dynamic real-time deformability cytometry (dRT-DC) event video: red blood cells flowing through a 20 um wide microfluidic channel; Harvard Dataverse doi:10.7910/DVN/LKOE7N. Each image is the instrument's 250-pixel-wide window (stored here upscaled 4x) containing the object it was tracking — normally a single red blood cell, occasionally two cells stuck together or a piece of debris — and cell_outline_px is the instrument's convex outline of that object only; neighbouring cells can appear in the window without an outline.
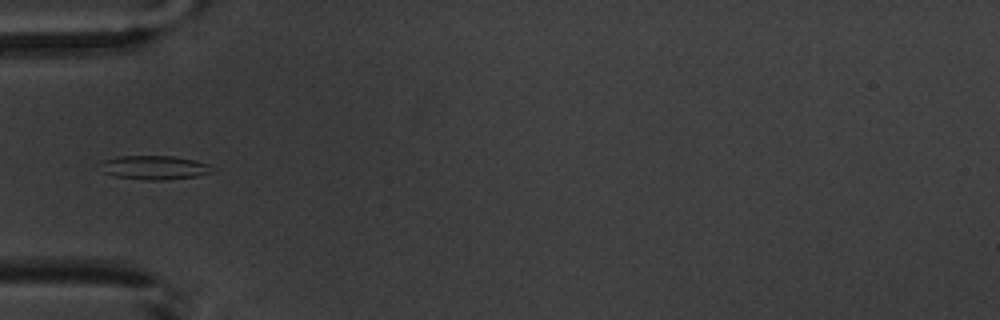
{"species": "common noctule bat (a hibernating species)", "species_latin": "Nyctalus noctula", "temperature_condition": "warm", "stored_images_in_passage": 9, "camera_frame_rate_fps": 3000, "um_per_image_px": 0.085, "animal": {"sex": "male", "body_mass_g": 20.1, "forearm_length_mm": 53.5}, "frame": {"image": 1, "passage_image": 6, "time_ms": 5.667, "image_size_px": [1000, 320], "cell_outline_px": [[220, 168], [212, 172], [196, 176], [164, 180], [144, 180], [116, 176], [100, 172], [104, 160], [120, 156], [172, 156], [196, 160]], "centroid_in_image_um": [13.19, 14.24], "position_along_channel_um": 71.8, "area_um2": 15.72}}
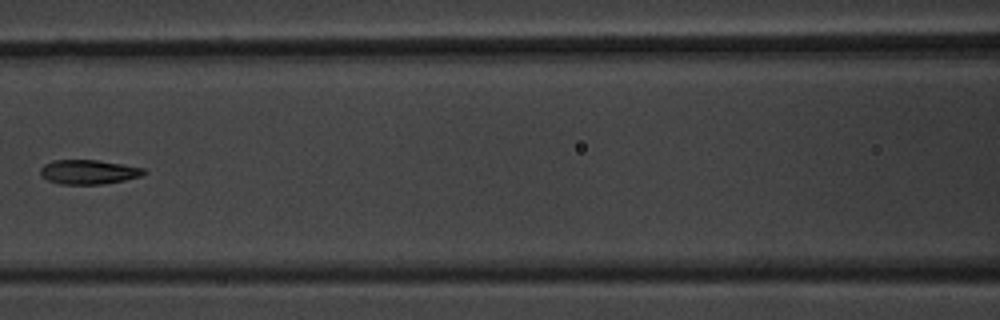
{"frame": {"image": 2, "passage_image": 8, "time_ms": 8.0, "image_size_px": [1000, 320], "cell_outline_px": [[148, 172], [140, 176], [124, 180], [104, 184], [60, 184], [48, 180], [40, 176], [40, 168], [44, 164], [52, 160], [96, 160], [144, 168]], "centroid_in_image_um": [7.49, 14.62], "position_along_channel_um": 159.1, "area_um2": 14.68}}
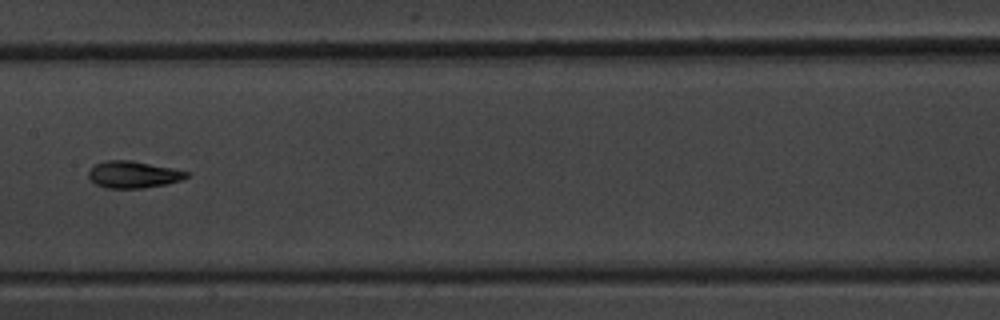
{"frame": {"image": 3, "passage_image": 9, "time_ms": 9.0, "image_size_px": [1000, 320], "cell_outline_px": [[188, 176], [180, 180], [168, 184], [144, 188], [104, 188], [96, 184], [88, 176], [88, 172], [96, 164], [104, 160], [132, 160], [172, 168], [188, 172]], "centroid_in_image_um": [11.32, 14.84], "position_along_channel_um": 196.1, "area_um2": 15.32}}